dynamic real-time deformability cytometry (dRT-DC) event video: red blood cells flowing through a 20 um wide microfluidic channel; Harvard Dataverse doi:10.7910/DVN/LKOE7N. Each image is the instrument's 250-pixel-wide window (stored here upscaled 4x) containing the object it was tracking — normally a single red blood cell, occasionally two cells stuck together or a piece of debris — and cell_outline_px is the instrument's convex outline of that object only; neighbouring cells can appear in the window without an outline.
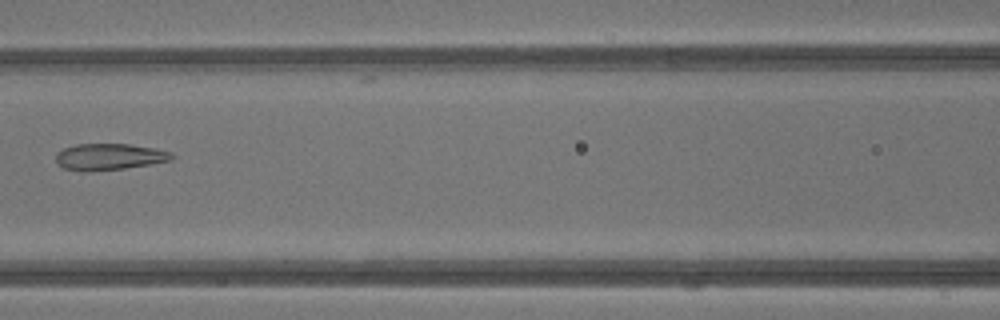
{"species": "common noctule bat (a hibernating species)", "species_latin": "Nyctalus noctula", "temperature_condition": "warm", "stored_images_in_passage": 43, "camera_frame_rate_fps": 3000, "um_per_image_px": 0.085, "animal": {"sex": "male", "body_mass_g": 13.3}, "frame": {"image": 1, "passage_image": 20, "time_ms": 6.333, "image_size_px": [1000, 320], "cell_outline_px": [[176, 156], [172, 160], [152, 164], [124, 168], [88, 172], [84, 172], [64, 168], [56, 160], [56, 152], [64, 148], [76, 144], [128, 144], [156, 148], [172, 152]], "centroid_in_image_um": [9.33, 13.32], "position_along_channel_um": 157.3, "area_um2": 18.03}}
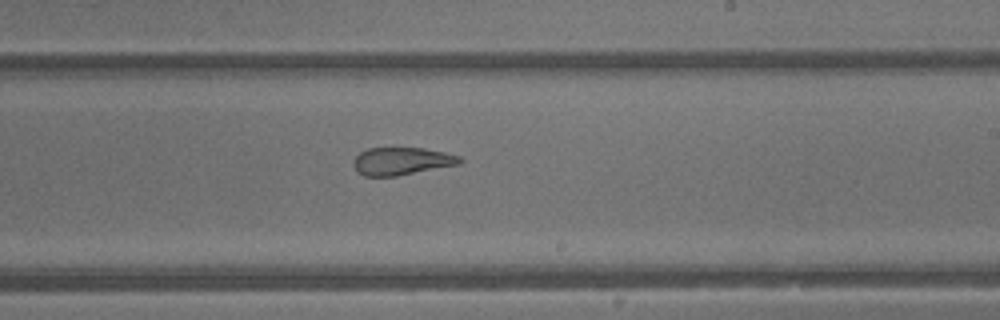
{"frame": {"image": 2, "passage_image": 26, "time_ms": 8.333, "image_size_px": [1000, 320], "cell_outline_px": [[464, 160], [460, 164], [396, 176], [364, 176], [356, 172], [352, 164], [352, 160], [360, 152], [368, 148], [424, 148], [444, 152], [460, 156]], "centroid_in_image_um": [34.12, 13.7], "position_along_channel_um": 254.9, "area_um2": 17.28}}
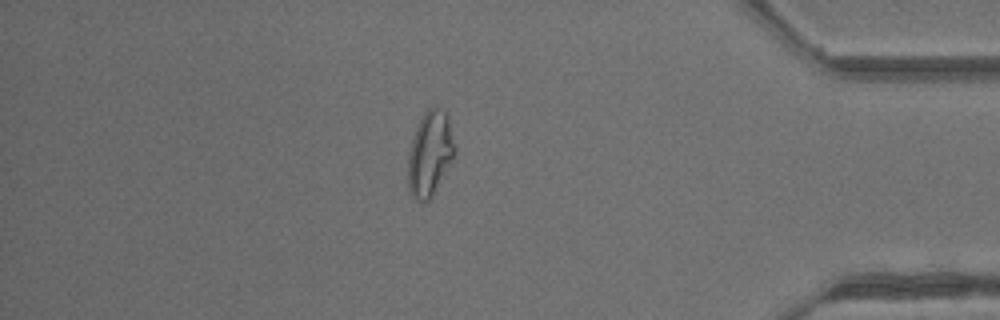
{"frame": {"image": 3, "passage_image": 37, "time_ms": 12.0, "image_size_px": [1000, 320], "cell_outline_px": [[456, 156], [432, 196], [428, 200], [420, 204], [412, 196], [408, 188], [408, 152], [416, 128], [424, 112], [428, 108], [440, 108], [448, 116], [456, 148]], "centroid_in_image_um": [36.56, 13.1], "position_along_channel_um": 398.6, "area_um2": 23.35}, "authors_computed_cell_mechanics": {"area_um2": 23.12, "velocity_mm_per_s": 4.8961, "shape_relaxation_time_tau1_ms": null, "shape_relaxation_time_tau2_ms": 1.8368, "deformation_change_tau1": null, "deformation_change_tau2": 0.0976}}